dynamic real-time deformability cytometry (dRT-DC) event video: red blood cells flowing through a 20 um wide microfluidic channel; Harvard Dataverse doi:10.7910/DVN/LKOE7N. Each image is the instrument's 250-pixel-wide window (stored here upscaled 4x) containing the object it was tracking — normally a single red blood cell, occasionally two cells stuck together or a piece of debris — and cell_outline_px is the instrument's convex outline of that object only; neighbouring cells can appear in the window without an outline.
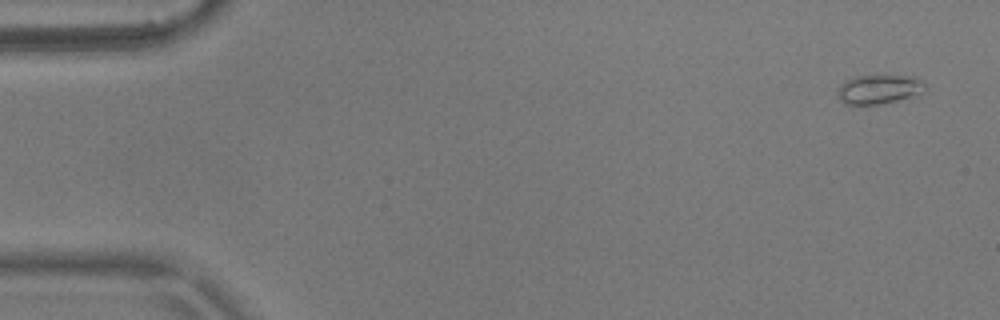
{"species": "common noctule bat (a hibernating species)", "species_latin": "Nyctalus noctula", "temperature_condition": "warm", "stored_images_in_passage": 5, "camera_frame_rate_fps": 3000, "um_per_image_px": 0.085, "animal": {"sex": "male", "body_mass_g": 17.9}, "frame": {"image": 1, "passage_image": 1, "time_ms": 0.0, "image_size_px": [1000, 320], "cell_outline_px": [[924, 88], [908, 96], [884, 104], [844, 104], [840, 100], [840, 84], [852, 76], [884, 72], [916, 76], [924, 84]], "centroid_in_image_um": [74.68, 7.5], "position_along_channel_um": 10.3, "area_um2": 15.2}}